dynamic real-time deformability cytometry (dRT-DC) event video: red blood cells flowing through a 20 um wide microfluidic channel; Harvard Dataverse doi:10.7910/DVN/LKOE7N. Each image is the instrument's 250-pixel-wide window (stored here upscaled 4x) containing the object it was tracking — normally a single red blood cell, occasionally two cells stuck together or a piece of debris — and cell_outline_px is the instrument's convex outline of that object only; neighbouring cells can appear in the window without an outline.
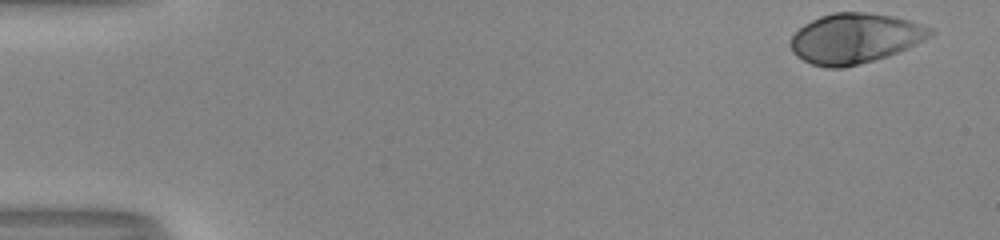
{"species": "human", "species_latin": "Homo sapiens", "temperature_condition": "room temperature", "stored_images_in_passage": 44, "camera_frame_rate_fps": 3000, "um_per_image_px": 0.085, "donor": {"sex": "male"}, "frame": {"image": 1, "passage_image": 1, "time_ms": 0.0, "image_size_px": [1000, 240], "cell_outline_px": [[936, 32], [932, 36], [888, 56], [844, 68], [828, 68], [812, 64], [796, 56], [792, 52], [788, 44], [792, 36], [804, 24], [820, 16], [832, 12], [864, 12], [892, 16], [908, 20], [932, 28]], "centroid_in_image_um": [72.64, 3.26], "position_along_channel_um": 12.4, "area_um2": 40.69}}
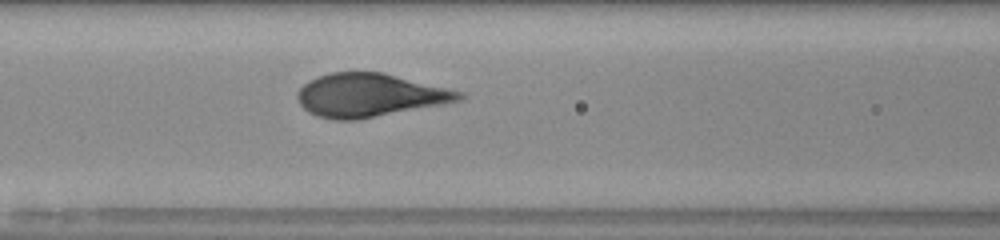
{"frame": {"image": 2, "passage_image": 22, "time_ms": 7.0, "image_size_px": [1000, 240], "cell_outline_px": [[468, 96], [460, 100], [440, 104], [356, 120], [336, 120], [316, 116], [308, 112], [300, 104], [296, 96], [296, 92], [308, 80], [332, 72], [384, 72], [464, 92]], "centroid_in_image_um": [31.4, 8.08], "position_along_channel_um": 135.2, "area_um2": 40.69}}
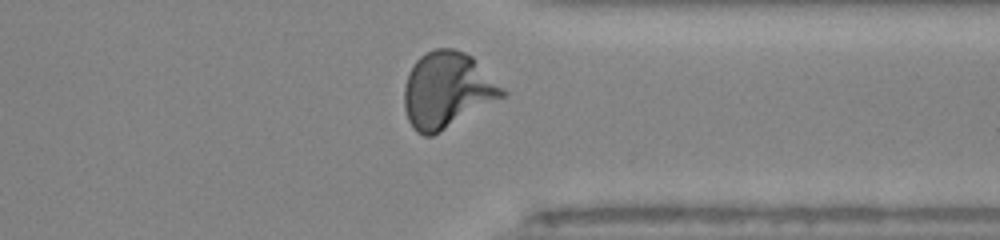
{"frame": {"image": 3, "passage_image": 40, "time_ms": 13.0, "image_size_px": [1000, 240], "cell_outline_px": [[508, 92], [504, 96], [440, 132], [432, 136], [424, 136], [416, 132], [412, 128], [408, 120], [404, 108], [404, 88], [408, 72], [416, 60], [420, 56], [436, 48], [452, 48], [464, 52], [472, 56]], "centroid_in_image_um": [37.98, 7.66], "position_along_channel_um": 373.4, "area_um2": 43.35}, "authors_computed_cell_mechanics": {"area_um2": 40.4022, "velocity_mm_per_s": 4.0007, "shape_relaxation_time_tau1_ms": 3.366, "shape_relaxation_time_tau2_ms": null, "deformation_change_tau1": 0.2133, "deformation_change_tau2": null}}